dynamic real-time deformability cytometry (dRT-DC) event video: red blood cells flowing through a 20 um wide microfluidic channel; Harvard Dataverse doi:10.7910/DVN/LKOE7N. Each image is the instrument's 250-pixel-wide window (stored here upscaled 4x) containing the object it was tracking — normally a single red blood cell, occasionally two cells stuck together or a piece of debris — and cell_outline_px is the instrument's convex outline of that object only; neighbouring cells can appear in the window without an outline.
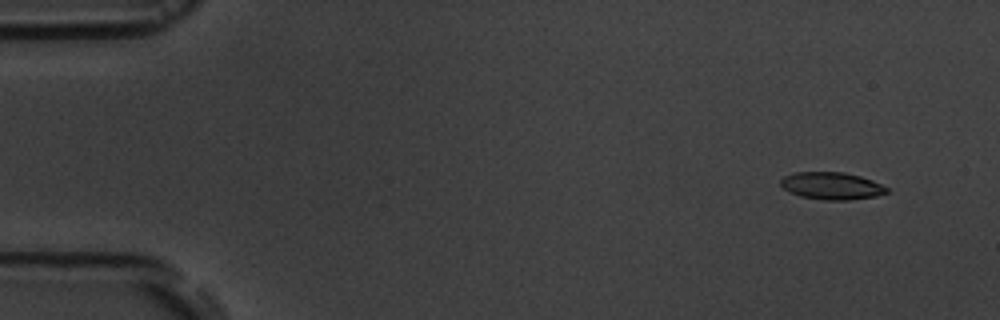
{"species": "common noctule bat (a hibernating species)", "species_latin": "Nyctalus noctula", "temperature_condition": "room temperature", "stored_images_in_passage": 7, "camera_frame_rate_fps": 3000, "um_per_image_px": 0.085, "animal": {"sex": "male", "body_mass_g": 19.5, "forearm_length_mm": 54.6}, "frame": {"image": 1, "passage_image": 1, "time_ms": 0.0, "image_size_px": [1000, 320], "cell_outline_px": [[888, 192], [876, 196], [848, 200], [824, 200], [800, 196], [784, 188], [780, 184], [780, 180], [784, 176], [796, 172], [844, 172], [860, 176], [872, 180], [888, 188]], "centroid_in_image_um": [70.7, 15.79], "position_along_channel_um": 14.3, "area_um2": 16.76}}
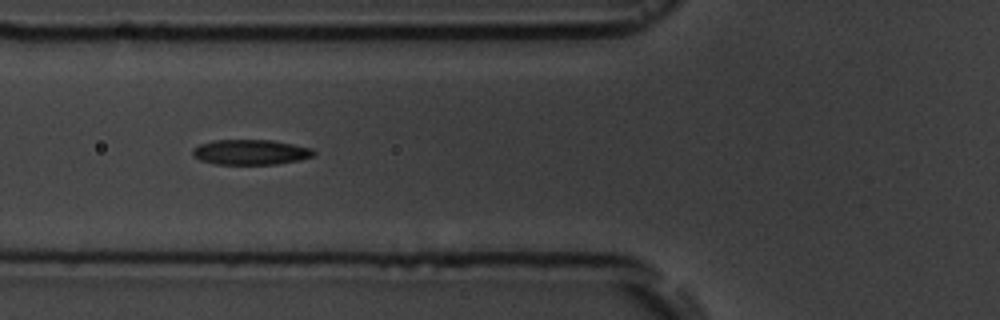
{"frame": {"image": 2, "passage_image": 6, "time_ms": 5.667, "image_size_px": [1000, 320], "cell_outline_px": [[316, 152], [312, 156], [300, 160], [276, 164], [216, 164], [200, 160], [192, 156], [192, 148], [200, 144], [212, 140], [272, 140], [312, 148]], "centroid_in_image_um": [21.27, 12.93], "position_along_channel_um": 104.5, "area_um2": 17.8}}
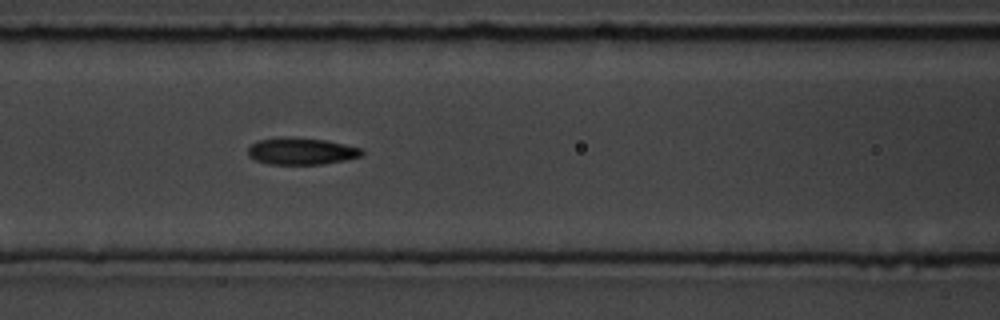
{"frame": {"image": 3, "passage_image": 7, "time_ms": 6.667, "image_size_px": [1000, 320], "cell_outline_px": [[364, 152], [360, 156], [344, 160], [324, 164], [268, 164], [256, 160], [248, 156], [248, 148], [252, 144], [260, 140], [280, 136], [292, 136], [324, 140], [344, 144], [360, 148]], "centroid_in_image_um": [25.58, 12.84], "position_along_channel_um": 141.0, "area_um2": 17.86}}